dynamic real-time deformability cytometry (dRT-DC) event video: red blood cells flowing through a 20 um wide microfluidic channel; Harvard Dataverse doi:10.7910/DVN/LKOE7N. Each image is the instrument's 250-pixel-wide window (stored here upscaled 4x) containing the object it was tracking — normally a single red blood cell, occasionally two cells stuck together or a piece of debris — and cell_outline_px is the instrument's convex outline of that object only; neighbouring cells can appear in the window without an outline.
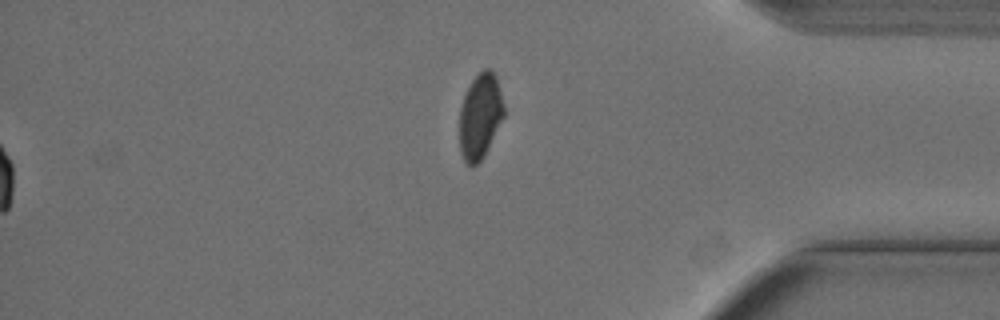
{"species": "Egyptian fruit bat (a non-hibernating species)", "species_latin": "Rousettus aegyptiacus", "temperature_condition": "cold", "stored_images_in_passage": 59, "segment_of_instrument_passage": [2, 2], "camera_frame_rate_fps": 3000, "um_per_image_px": 0.085, "animal": {"sex": "female"}, "frame": {"image": 1, "passage_image": 59, "time_ms": 19.333, "image_size_px": [1000, 320], "cell_outline_px": [[504, 116], [480, 160], [472, 168], [464, 160], [460, 152], [460, 108], [464, 96], [472, 80], [484, 68], [488, 68], [496, 76], [504, 108]], "centroid_in_image_um": [40.79, 9.86], "position_along_channel_um": 394.4, "area_um2": 21.5}}